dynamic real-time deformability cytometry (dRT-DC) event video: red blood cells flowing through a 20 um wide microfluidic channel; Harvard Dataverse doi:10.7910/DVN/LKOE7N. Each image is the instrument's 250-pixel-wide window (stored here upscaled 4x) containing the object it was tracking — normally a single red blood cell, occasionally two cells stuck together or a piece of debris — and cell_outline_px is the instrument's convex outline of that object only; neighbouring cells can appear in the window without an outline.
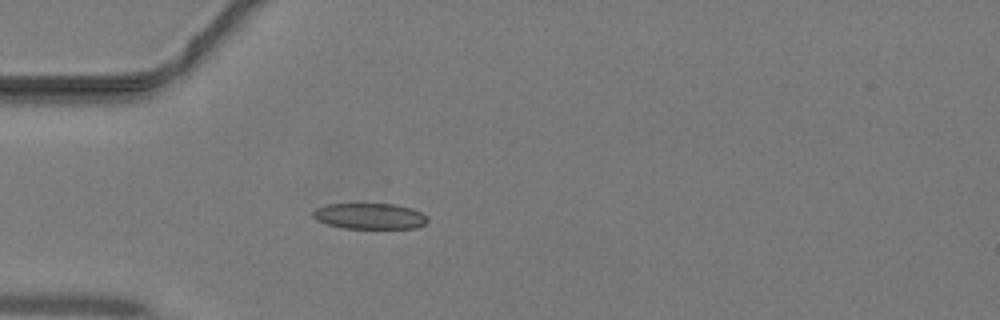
{"species": "common noctule bat (a hibernating species)", "species_latin": "Nyctalus noctula", "temperature_condition": "warm", "stored_images_in_passage": 32, "camera_frame_rate_fps": 3000, "um_per_image_px": 0.085, "animal": {"sex": "male", "body_mass_g": 19.2, "forearm_length_mm": 51.8}, "frame": {"image": 1, "passage_image": 1, "time_ms": 0.0, "image_size_px": [1000, 320], "cell_outline_px": [[428, 220], [424, 224], [416, 228], [344, 228], [328, 224], [316, 220], [312, 216], [312, 212], [316, 208], [328, 204], [396, 204], [412, 208], [428, 216]], "centroid_in_image_um": [31.43, 18.37], "position_along_channel_um": 53.6, "area_um2": 17.28}}
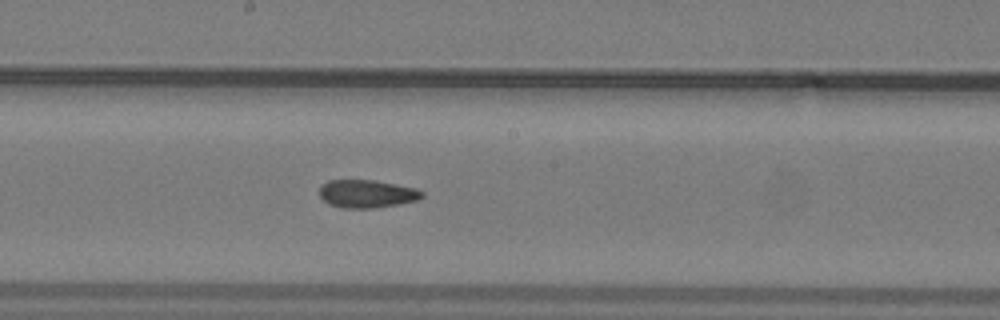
{"frame": {"image": 2, "passage_image": 12, "time_ms": 3.667, "image_size_px": [1000, 320], "cell_outline_px": [[424, 196], [416, 200], [396, 204], [372, 208], [344, 208], [328, 204], [320, 196], [320, 184], [328, 180], [376, 180], [416, 188], [424, 192]], "centroid_in_image_um": [31.16, 16.46], "position_along_channel_um": 217.0, "area_um2": 16.7}}
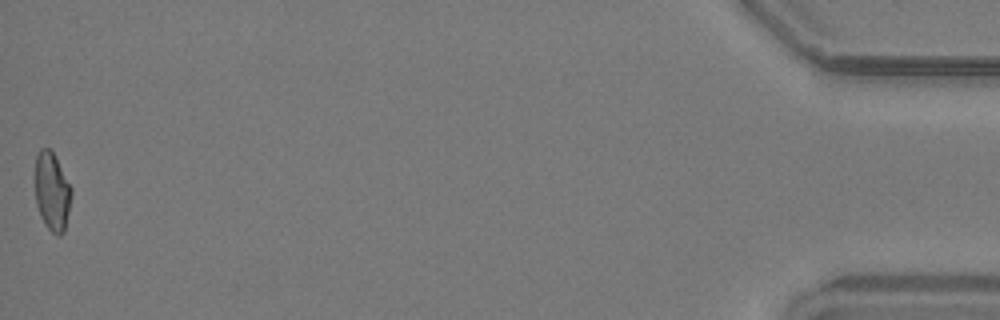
{"frame": {"image": 3, "passage_image": 32, "time_ms": 10.333, "image_size_px": [1000, 320], "cell_outline_px": [[72, 196], [64, 232], [60, 236], [56, 236], [48, 228], [40, 216], [36, 204], [36, 152], [40, 148], [48, 148], [52, 152], [72, 188]], "centroid_in_image_um": [4.43, 16.31], "position_along_channel_um": 430.8, "area_um2": 16.47}}